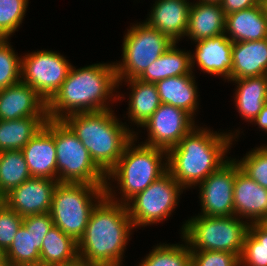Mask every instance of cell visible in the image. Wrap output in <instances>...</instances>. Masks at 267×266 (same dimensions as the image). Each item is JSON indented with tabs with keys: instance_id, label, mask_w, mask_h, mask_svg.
<instances>
[{
	"instance_id": "11",
	"label": "cell",
	"mask_w": 267,
	"mask_h": 266,
	"mask_svg": "<svg viewBox=\"0 0 267 266\" xmlns=\"http://www.w3.org/2000/svg\"><path fill=\"white\" fill-rule=\"evenodd\" d=\"M71 63L52 50H38L21 57V81L31 86L46 102L61 87Z\"/></svg>"
},
{
	"instance_id": "5",
	"label": "cell",
	"mask_w": 267,
	"mask_h": 266,
	"mask_svg": "<svg viewBox=\"0 0 267 266\" xmlns=\"http://www.w3.org/2000/svg\"><path fill=\"white\" fill-rule=\"evenodd\" d=\"M137 135L135 132L116 165L106 174L105 194L110 200L121 204H126L168 171L167 151L141 143L136 146ZM114 180L120 190V199L115 197V186L111 184Z\"/></svg>"
},
{
	"instance_id": "6",
	"label": "cell",
	"mask_w": 267,
	"mask_h": 266,
	"mask_svg": "<svg viewBox=\"0 0 267 266\" xmlns=\"http://www.w3.org/2000/svg\"><path fill=\"white\" fill-rule=\"evenodd\" d=\"M250 223L233 215L228 217L193 216L181 228L190 250L224 251L242 254Z\"/></svg>"
},
{
	"instance_id": "31",
	"label": "cell",
	"mask_w": 267,
	"mask_h": 266,
	"mask_svg": "<svg viewBox=\"0 0 267 266\" xmlns=\"http://www.w3.org/2000/svg\"><path fill=\"white\" fill-rule=\"evenodd\" d=\"M240 266H267V222H252L246 234Z\"/></svg>"
},
{
	"instance_id": "36",
	"label": "cell",
	"mask_w": 267,
	"mask_h": 266,
	"mask_svg": "<svg viewBox=\"0 0 267 266\" xmlns=\"http://www.w3.org/2000/svg\"><path fill=\"white\" fill-rule=\"evenodd\" d=\"M191 266H240V259L232 252L191 250Z\"/></svg>"
},
{
	"instance_id": "40",
	"label": "cell",
	"mask_w": 267,
	"mask_h": 266,
	"mask_svg": "<svg viewBox=\"0 0 267 266\" xmlns=\"http://www.w3.org/2000/svg\"><path fill=\"white\" fill-rule=\"evenodd\" d=\"M58 266H97V265L90 263L89 261L77 256L74 260Z\"/></svg>"
},
{
	"instance_id": "32",
	"label": "cell",
	"mask_w": 267,
	"mask_h": 266,
	"mask_svg": "<svg viewBox=\"0 0 267 266\" xmlns=\"http://www.w3.org/2000/svg\"><path fill=\"white\" fill-rule=\"evenodd\" d=\"M182 243L155 246L137 266H191V250L181 236Z\"/></svg>"
},
{
	"instance_id": "18",
	"label": "cell",
	"mask_w": 267,
	"mask_h": 266,
	"mask_svg": "<svg viewBox=\"0 0 267 266\" xmlns=\"http://www.w3.org/2000/svg\"><path fill=\"white\" fill-rule=\"evenodd\" d=\"M25 117H48L47 102L22 81L0 89V120Z\"/></svg>"
},
{
	"instance_id": "7",
	"label": "cell",
	"mask_w": 267,
	"mask_h": 266,
	"mask_svg": "<svg viewBox=\"0 0 267 266\" xmlns=\"http://www.w3.org/2000/svg\"><path fill=\"white\" fill-rule=\"evenodd\" d=\"M105 195V185L58 183L49 212L54 225L78 242L93 208Z\"/></svg>"
},
{
	"instance_id": "37",
	"label": "cell",
	"mask_w": 267,
	"mask_h": 266,
	"mask_svg": "<svg viewBox=\"0 0 267 266\" xmlns=\"http://www.w3.org/2000/svg\"><path fill=\"white\" fill-rule=\"evenodd\" d=\"M22 222L23 217L8 206L0 211V251L9 248Z\"/></svg>"
},
{
	"instance_id": "9",
	"label": "cell",
	"mask_w": 267,
	"mask_h": 266,
	"mask_svg": "<svg viewBox=\"0 0 267 266\" xmlns=\"http://www.w3.org/2000/svg\"><path fill=\"white\" fill-rule=\"evenodd\" d=\"M54 143L59 183L106 185V174L63 120H54Z\"/></svg>"
},
{
	"instance_id": "45",
	"label": "cell",
	"mask_w": 267,
	"mask_h": 266,
	"mask_svg": "<svg viewBox=\"0 0 267 266\" xmlns=\"http://www.w3.org/2000/svg\"><path fill=\"white\" fill-rule=\"evenodd\" d=\"M263 4H264V7H265V10H266V13H267V0H262Z\"/></svg>"
},
{
	"instance_id": "44",
	"label": "cell",
	"mask_w": 267,
	"mask_h": 266,
	"mask_svg": "<svg viewBox=\"0 0 267 266\" xmlns=\"http://www.w3.org/2000/svg\"><path fill=\"white\" fill-rule=\"evenodd\" d=\"M9 266H44L41 263H37V264H9Z\"/></svg>"
},
{
	"instance_id": "3",
	"label": "cell",
	"mask_w": 267,
	"mask_h": 266,
	"mask_svg": "<svg viewBox=\"0 0 267 266\" xmlns=\"http://www.w3.org/2000/svg\"><path fill=\"white\" fill-rule=\"evenodd\" d=\"M133 229L126 204L105 195L93 208L77 242L78 256L97 266H122Z\"/></svg>"
},
{
	"instance_id": "43",
	"label": "cell",
	"mask_w": 267,
	"mask_h": 266,
	"mask_svg": "<svg viewBox=\"0 0 267 266\" xmlns=\"http://www.w3.org/2000/svg\"><path fill=\"white\" fill-rule=\"evenodd\" d=\"M202 3L221 4L222 0H197Z\"/></svg>"
},
{
	"instance_id": "14",
	"label": "cell",
	"mask_w": 267,
	"mask_h": 266,
	"mask_svg": "<svg viewBox=\"0 0 267 266\" xmlns=\"http://www.w3.org/2000/svg\"><path fill=\"white\" fill-rule=\"evenodd\" d=\"M53 225L49 212L24 217L13 242L4 252L6 262L9 264L40 263L43 239Z\"/></svg>"
},
{
	"instance_id": "35",
	"label": "cell",
	"mask_w": 267,
	"mask_h": 266,
	"mask_svg": "<svg viewBox=\"0 0 267 266\" xmlns=\"http://www.w3.org/2000/svg\"><path fill=\"white\" fill-rule=\"evenodd\" d=\"M236 161L247 176L267 189V149L263 145L255 147Z\"/></svg>"
},
{
	"instance_id": "23",
	"label": "cell",
	"mask_w": 267,
	"mask_h": 266,
	"mask_svg": "<svg viewBox=\"0 0 267 266\" xmlns=\"http://www.w3.org/2000/svg\"><path fill=\"white\" fill-rule=\"evenodd\" d=\"M155 85L162 104L180 108L195 119V112L199 109V95L194 74L169 77Z\"/></svg>"
},
{
	"instance_id": "1",
	"label": "cell",
	"mask_w": 267,
	"mask_h": 266,
	"mask_svg": "<svg viewBox=\"0 0 267 266\" xmlns=\"http://www.w3.org/2000/svg\"><path fill=\"white\" fill-rule=\"evenodd\" d=\"M117 88L114 62L78 69L71 65L65 81L47 102L48 119L63 120L71 114L111 109L110 101H121L125 97L114 93Z\"/></svg>"
},
{
	"instance_id": "2",
	"label": "cell",
	"mask_w": 267,
	"mask_h": 266,
	"mask_svg": "<svg viewBox=\"0 0 267 266\" xmlns=\"http://www.w3.org/2000/svg\"><path fill=\"white\" fill-rule=\"evenodd\" d=\"M235 132L219 133L196 125L167 151L168 172L184 189L198 186L229 160L226 154L240 133Z\"/></svg>"
},
{
	"instance_id": "4",
	"label": "cell",
	"mask_w": 267,
	"mask_h": 266,
	"mask_svg": "<svg viewBox=\"0 0 267 266\" xmlns=\"http://www.w3.org/2000/svg\"><path fill=\"white\" fill-rule=\"evenodd\" d=\"M63 121L82 141L92 160L105 174L116 165L135 134L131 127L116 117L112 108L71 114Z\"/></svg>"
},
{
	"instance_id": "16",
	"label": "cell",
	"mask_w": 267,
	"mask_h": 266,
	"mask_svg": "<svg viewBox=\"0 0 267 266\" xmlns=\"http://www.w3.org/2000/svg\"><path fill=\"white\" fill-rule=\"evenodd\" d=\"M21 151L31 177L57 180L54 119H48Z\"/></svg>"
},
{
	"instance_id": "10",
	"label": "cell",
	"mask_w": 267,
	"mask_h": 266,
	"mask_svg": "<svg viewBox=\"0 0 267 266\" xmlns=\"http://www.w3.org/2000/svg\"><path fill=\"white\" fill-rule=\"evenodd\" d=\"M183 191L184 188L167 171L136 194L126 203L134 229L165 221L178 206Z\"/></svg>"
},
{
	"instance_id": "34",
	"label": "cell",
	"mask_w": 267,
	"mask_h": 266,
	"mask_svg": "<svg viewBox=\"0 0 267 266\" xmlns=\"http://www.w3.org/2000/svg\"><path fill=\"white\" fill-rule=\"evenodd\" d=\"M29 0H0V38H10L26 16Z\"/></svg>"
},
{
	"instance_id": "20",
	"label": "cell",
	"mask_w": 267,
	"mask_h": 266,
	"mask_svg": "<svg viewBox=\"0 0 267 266\" xmlns=\"http://www.w3.org/2000/svg\"><path fill=\"white\" fill-rule=\"evenodd\" d=\"M188 0H156L151 7L146 23L179 43L185 38L189 11L192 2Z\"/></svg>"
},
{
	"instance_id": "33",
	"label": "cell",
	"mask_w": 267,
	"mask_h": 266,
	"mask_svg": "<svg viewBox=\"0 0 267 266\" xmlns=\"http://www.w3.org/2000/svg\"><path fill=\"white\" fill-rule=\"evenodd\" d=\"M9 41V38H0V89L21 81V58Z\"/></svg>"
},
{
	"instance_id": "29",
	"label": "cell",
	"mask_w": 267,
	"mask_h": 266,
	"mask_svg": "<svg viewBox=\"0 0 267 266\" xmlns=\"http://www.w3.org/2000/svg\"><path fill=\"white\" fill-rule=\"evenodd\" d=\"M77 256V242L53 225L43 239L40 263L44 266H58L74 260Z\"/></svg>"
},
{
	"instance_id": "38",
	"label": "cell",
	"mask_w": 267,
	"mask_h": 266,
	"mask_svg": "<svg viewBox=\"0 0 267 266\" xmlns=\"http://www.w3.org/2000/svg\"><path fill=\"white\" fill-rule=\"evenodd\" d=\"M261 2L262 0H222L220 5L224 10L225 15H227L235 11L254 7Z\"/></svg>"
},
{
	"instance_id": "28",
	"label": "cell",
	"mask_w": 267,
	"mask_h": 266,
	"mask_svg": "<svg viewBox=\"0 0 267 266\" xmlns=\"http://www.w3.org/2000/svg\"><path fill=\"white\" fill-rule=\"evenodd\" d=\"M47 120L48 117L0 120V152L21 150L43 128Z\"/></svg>"
},
{
	"instance_id": "41",
	"label": "cell",
	"mask_w": 267,
	"mask_h": 266,
	"mask_svg": "<svg viewBox=\"0 0 267 266\" xmlns=\"http://www.w3.org/2000/svg\"><path fill=\"white\" fill-rule=\"evenodd\" d=\"M7 206V194L0 189V211Z\"/></svg>"
},
{
	"instance_id": "8",
	"label": "cell",
	"mask_w": 267,
	"mask_h": 266,
	"mask_svg": "<svg viewBox=\"0 0 267 266\" xmlns=\"http://www.w3.org/2000/svg\"><path fill=\"white\" fill-rule=\"evenodd\" d=\"M174 43L145 21L133 24L123 38L122 61L114 62L118 87L122 81L138 78Z\"/></svg>"
},
{
	"instance_id": "22",
	"label": "cell",
	"mask_w": 267,
	"mask_h": 266,
	"mask_svg": "<svg viewBox=\"0 0 267 266\" xmlns=\"http://www.w3.org/2000/svg\"><path fill=\"white\" fill-rule=\"evenodd\" d=\"M267 75V38L233 42L230 80Z\"/></svg>"
},
{
	"instance_id": "17",
	"label": "cell",
	"mask_w": 267,
	"mask_h": 266,
	"mask_svg": "<svg viewBox=\"0 0 267 266\" xmlns=\"http://www.w3.org/2000/svg\"><path fill=\"white\" fill-rule=\"evenodd\" d=\"M195 52L191 54V68L197 64L204 73L221 76L230 81L232 69L233 42L223 33L212 38L194 42ZM196 62V63H195Z\"/></svg>"
},
{
	"instance_id": "21",
	"label": "cell",
	"mask_w": 267,
	"mask_h": 266,
	"mask_svg": "<svg viewBox=\"0 0 267 266\" xmlns=\"http://www.w3.org/2000/svg\"><path fill=\"white\" fill-rule=\"evenodd\" d=\"M225 33L232 42L267 38V13L263 2L254 7L227 14Z\"/></svg>"
},
{
	"instance_id": "13",
	"label": "cell",
	"mask_w": 267,
	"mask_h": 266,
	"mask_svg": "<svg viewBox=\"0 0 267 266\" xmlns=\"http://www.w3.org/2000/svg\"><path fill=\"white\" fill-rule=\"evenodd\" d=\"M195 119L186 111L175 106L161 104L145 122L148 138L140 142L150 147L168 151L176 146L194 127Z\"/></svg>"
},
{
	"instance_id": "25",
	"label": "cell",
	"mask_w": 267,
	"mask_h": 266,
	"mask_svg": "<svg viewBox=\"0 0 267 266\" xmlns=\"http://www.w3.org/2000/svg\"><path fill=\"white\" fill-rule=\"evenodd\" d=\"M230 81L237 84L234 102L240 118L252 123L267 103V75Z\"/></svg>"
},
{
	"instance_id": "42",
	"label": "cell",
	"mask_w": 267,
	"mask_h": 266,
	"mask_svg": "<svg viewBox=\"0 0 267 266\" xmlns=\"http://www.w3.org/2000/svg\"><path fill=\"white\" fill-rule=\"evenodd\" d=\"M0 266H9V263L6 262L4 252L0 251Z\"/></svg>"
},
{
	"instance_id": "39",
	"label": "cell",
	"mask_w": 267,
	"mask_h": 266,
	"mask_svg": "<svg viewBox=\"0 0 267 266\" xmlns=\"http://www.w3.org/2000/svg\"><path fill=\"white\" fill-rule=\"evenodd\" d=\"M257 124L262 131L267 133V103L263 106L261 112L253 120L252 125Z\"/></svg>"
},
{
	"instance_id": "24",
	"label": "cell",
	"mask_w": 267,
	"mask_h": 266,
	"mask_svg": "<svg viewBox=\"0 0 267 266\" xmlns=\"http://www.w3.org/2000/svg\"><path fill=\"white\" fill-rule=\"evenodd\" d=\"M226 15L219 4L192 2L186 36L197 41L225 33Z\"/></svg>"
},
{
	"instance_id": "27",
	"label": "cell",
	"mask_w": 267,
	"mask_h": 266,
	"mask_svg": "<svg viewBox=\"0 0 267 266\" xmlns=\"http://www.w3.org/2000/svg\"><path fill=\"white\" fill-rule=\"evenodd\" d=\"M129 86L128 120L137 127H142L162 104L155 83H148L137 78L125 80Z\"/></svg>"
},
{
	"instance_id": "15",
	"label": "cell",
	"mask_w": 267,
	"mask_h": 266,
	"mask_svg": "<svg viewBox=\"0 0 267 266\" xmlns=\"http://www.w3.org/2000/svg\"><path fill=\"white\" fill-rule=\"evenodd\" d=\"M58 180L31 177L7 193V206L23 218L50 212Z\"/></svg>"
},
{
	"instance_id": "30",
	"label": "cell",
	"mask_w": 267,
	"mask_h": 266,
	"mask_svg": "<svg viewBox=\"0 0 267 266\" xmlns=\"http://www.w3.org/2000/svg\"><path fill=\"white\" fill-rule=\"evenodd\" d=\"M30 178L21 150H6L0 153V189L2 191L7 194Z\"/></svg>"
},
{
	"instance_id": "12",
	"label": "cell",
	"mask_w": 267,
	"mask_h": 266,
	"mask_svg": "<svg viewBox=\"0 0 267 266\" xmlns=\"http://www.w3.org/2000/svg\"><path fill=\"white\" fill-rule=\"evenodd\" d=\"M240 165L230 158L198 185L201 213L209 217L234 215V180Z\"/></svg>"
},
{
	"instance_id": "19",
	"label": "cell",
	"mask_w": 267,
	"mask_h": 266,
	"mask_svg": "<svg viewBox=\"0 0 267 266\" xmlns=\"http://www.w3.org/2000/svg\"><path fill=\"white\" fill-rule=\"evenodd\" d=\"M234 215L249 223L267 222V189L241 169L234 180Z\"/></svg>"
},
{
	"instance_id": "26",
	"label": "cell",
	"mask_w": 267,
	"mask_h": 266,
	"mask_svg": "<svg viewBox=\"0 0 267 266\" xmlns=\"http://www.w3.org/2000/svg\"><path fill=\"white\" fill-rule=\"evenodd\" d=\"M175 42L158 59L137 78L148 83H156L160 80L193 74L191 68V51L185 52L177 48Z\"/></svg>"
}]
</instances>
